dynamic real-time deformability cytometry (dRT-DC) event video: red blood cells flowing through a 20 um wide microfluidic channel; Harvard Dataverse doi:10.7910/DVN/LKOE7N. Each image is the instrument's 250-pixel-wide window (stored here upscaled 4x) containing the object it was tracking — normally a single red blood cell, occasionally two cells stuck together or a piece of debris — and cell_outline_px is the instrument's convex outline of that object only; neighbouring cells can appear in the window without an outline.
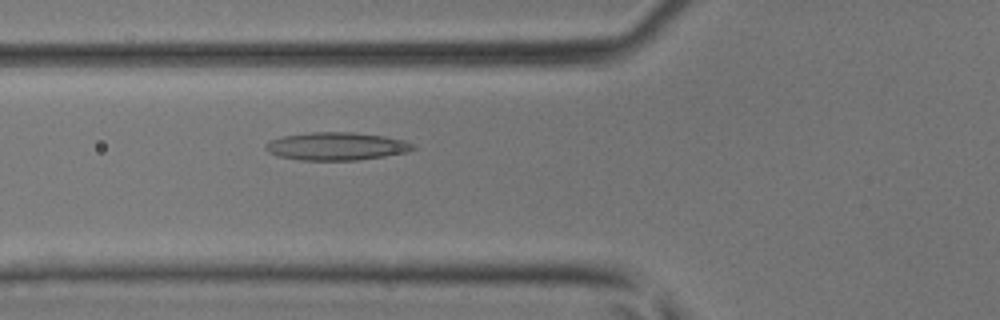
{"species": "common noctule bat (a hibernating species)", "species_latin": "Nyctalus noctula", "temperature_condition": "room temperature", "stored_images_in_passage": 29, "camera_frame_rate_fps": 3000, "um_per_image_px": 0.085, "animal": {"sex": "male", "body_mass_g": 17.9, "forearm_length_mm": 54.2}, "frame": {"image": 1, "passage_image": 9, "time_ms": 2.667, "image_size_px": [1000, 320], "cell_outline_px": [[416, 148], [408, 152], [384, 156], [356, 160], [300, 160], [276, 156], [268, 152], [264, 148], [264, 144], [268, 140], [284, 136], [312, 132], [352, 132], [384, 136], [404, 140], [412, 144]], "centroid_in_image_um": [28.55, 12.43], "position_along_channel_um": 97.2, "area_um2": 24.04}}
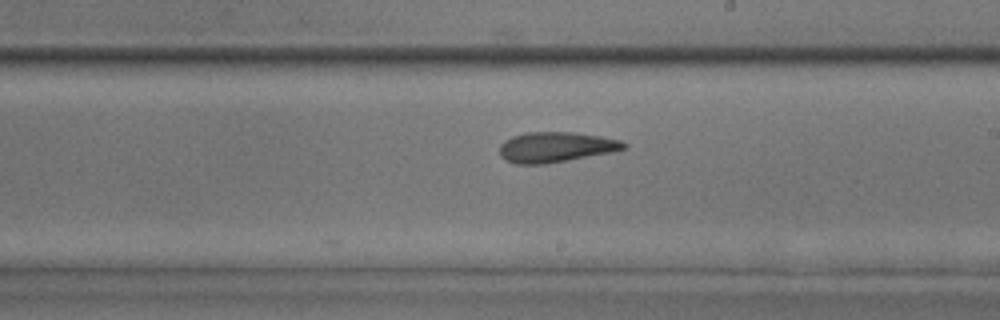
{"frame": {"image": 2, "passage_image": 19, "time_ms": 6.0, "image_size_px": [1000, 320], "cell_outline_px": [[628, 148], [612, 152], [544, 164], [516, 164], [504, 160], [500, 156], [500, 144], [504, 140], [512, 136], [524, 132], [572, 132], [600, 136], [620, 140], [628, 144]], "centroid_in_image_um": [47.22, 12.5], "position_along_channel_um": 241.8, "area_um2": 22.02}}
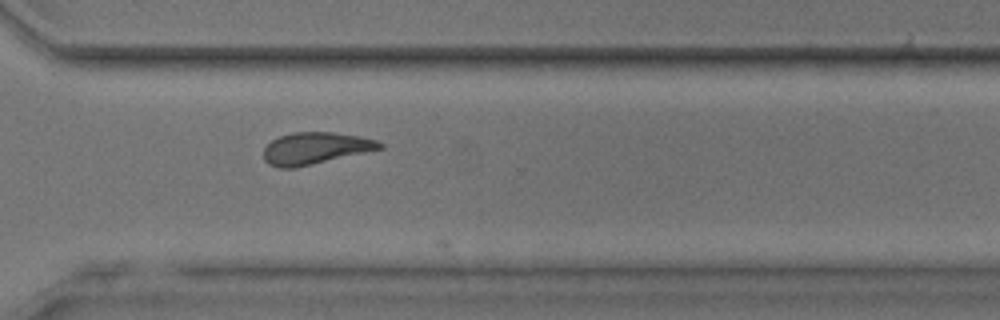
{"frame": {"image": 3, "passage_image": 26, "time_ms": 8.333, "image_size_px": [1000, 320], "cell_outline_px": [[384, 148], [296, 168], [280, 168], [268, 164], [264, 160], [264, 148], [272, 140], [280, 136], [292, 132], [332, 132], [360, 136], [376, 140], [384, 144]], "centroid_in_image_um": [26.8, 12.61], "position_along_channel_um": 343.8, "area_um2": 21.62}}